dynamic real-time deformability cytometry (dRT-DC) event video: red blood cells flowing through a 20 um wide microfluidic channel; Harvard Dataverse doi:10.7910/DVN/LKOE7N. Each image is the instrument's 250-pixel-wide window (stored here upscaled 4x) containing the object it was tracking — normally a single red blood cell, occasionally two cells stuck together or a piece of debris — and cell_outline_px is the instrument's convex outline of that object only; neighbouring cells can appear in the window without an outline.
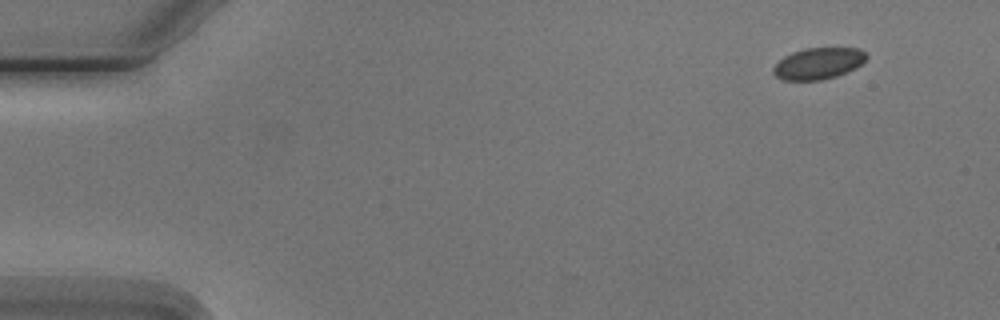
{"species": "Egyptian fruit bat (a non-hibernating species)", "species_latin": "Rousettus aegyptiacus", "temperature_condition": "cold", "stored_images_in_passage": 4, "camera_frame_rate_fps": 3000, "um_per_image_px": 0.085, "animal": {"sex": "male"}, "frame": {"image": 1, "passage_image": 1, "time_ms": 0.0, "image_size_px": [1000, 320], "cell_outline_px": [[868, 56], [856, 68], [848, 72], [836, 76], [820, 80], [784, 80], [776, 76], [772, 72], [772, 68], [784, 56], [792, 52], [804, 48], [860, 48]], "centroid_in_image_um": [69.55, 5.39], "position_along_channel_um": 15.4, "area_um2": 17.05}}
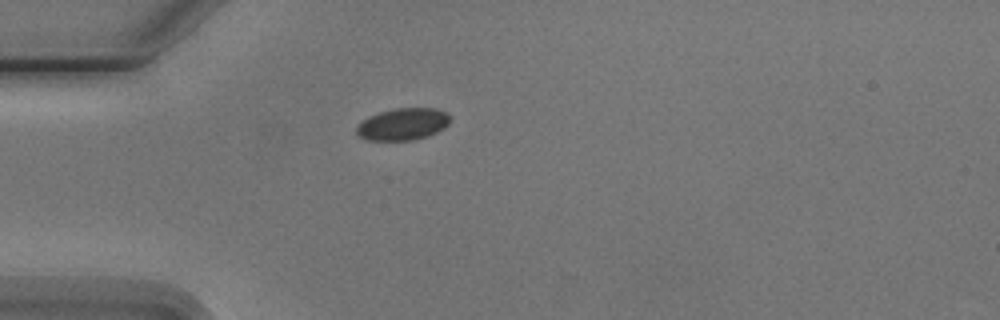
{"frame": {"image": 2, "passage_image": 4, "time_ms": 3.667, "image_size_px": [1000, 320], "cell_outline_px": [[448, 124], [444, 128], [428, 136], [412, 140], [368, 140], [360, 136], [356, 132], [356, 128], [368, 116], [380, 112], [396, 108], [436, 108], [448, 112]], "centroid_in_image_um": [34.26, 10.55], "position_along_channel_um": 50.7, "area_um2": 17.28}}